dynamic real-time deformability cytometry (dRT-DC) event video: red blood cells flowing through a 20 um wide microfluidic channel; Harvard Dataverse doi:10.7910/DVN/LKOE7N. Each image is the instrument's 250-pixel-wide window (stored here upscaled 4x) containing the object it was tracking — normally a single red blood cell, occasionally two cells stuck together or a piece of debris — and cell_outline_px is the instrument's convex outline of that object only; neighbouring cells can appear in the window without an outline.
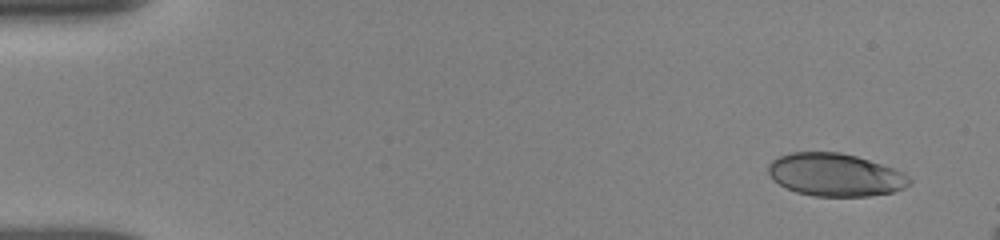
{"species": "human", "species_latin": "Homo sapiens", "temperature_condition": "room temperature", "stored_images_in_passage": 12, "camera_frame_rate_fps": 3000, "um_per_image_px": 0.085, "donor": {"sex": "female"}, "frame": {"image": 1, "passage_image": 3, "time_ms": 1.0, "image_size_px": [1000, 240], "cell_outline_px": [[912, 184], [904, 188], [892, 192], [868, 196], [812, 196], [796, 192], [772, 180], [768, 172], [768, 164], [772, 160], [780, 156], [792, 152], [840, 152], [856, 156], [896, 168], [904, 172], [912, 180]], "centroid_in_image_um": [71.02, 14.86], "position_along_channel_um": 14.0, "area_um2": 35.43}}